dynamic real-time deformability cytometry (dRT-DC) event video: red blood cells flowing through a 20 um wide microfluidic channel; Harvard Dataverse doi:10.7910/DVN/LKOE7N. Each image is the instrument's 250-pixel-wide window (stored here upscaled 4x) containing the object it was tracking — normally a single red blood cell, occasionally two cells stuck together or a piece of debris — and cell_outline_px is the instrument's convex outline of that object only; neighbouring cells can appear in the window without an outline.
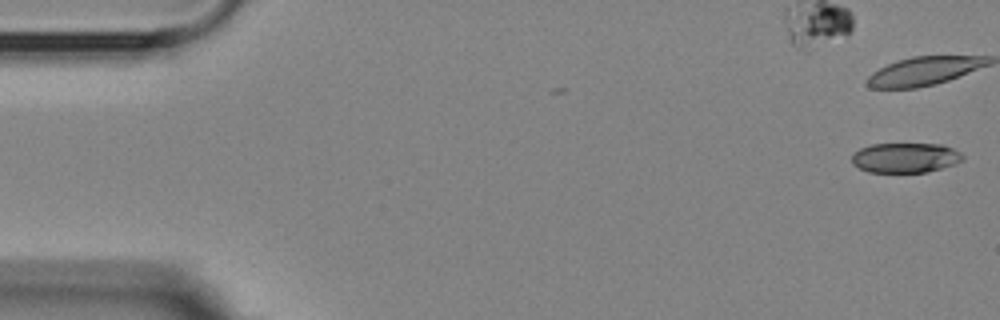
{"species": "Egyptian fruit bat (a non-hibernating species)", "species_latin": "Rousettus aegyptiacus", "temperature_condition": "room temperature", "stored_images_in_passage": 2, "camera_frame_rate_fps": 3000, "um_per_image_px": 0.085, "animal": {"sex": "female"}, "frame": {"image": 1, "passage_image": 2, "time_ms": 1.333, "image_size_px": [1000, 320], "cell_outline_px": [[964, 160], [956, 164], [928, 172], [868, 172], [852, 164], [852, 156], [860, 148], [872, 144], [940, 144], [952, 148], [960, 152], [964, 156]], "centroid_in_image_um": [76.98, 13.41], "position_along_channel_um": 8.0, "area_um2": 19.36}}